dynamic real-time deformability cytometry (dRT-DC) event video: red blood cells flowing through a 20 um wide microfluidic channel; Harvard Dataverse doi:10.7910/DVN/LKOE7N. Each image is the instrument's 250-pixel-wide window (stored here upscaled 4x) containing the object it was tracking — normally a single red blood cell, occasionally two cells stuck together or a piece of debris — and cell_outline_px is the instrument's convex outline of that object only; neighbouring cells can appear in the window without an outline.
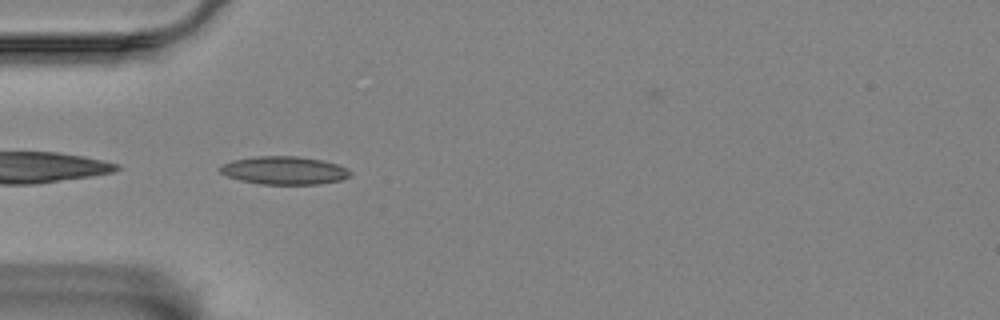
{"species": "Egyptian fruit bat (a non-hibernating species)", "species_latin": "Rousettus aegyptiacus", "temperature_condition": "room temperature", "stored_images_in_passage": 41, "camera_frame_rate_fps": 3000, "um_per_image_px": 0.085, "animal": {"sex": "female"}, "frame": {"image": 1, "passage_image": 1, "time_ms": 0.0, "image_size_px": [1000, 320], "cell_outline_px": [[352, 172], [348, 176], [340, 180], [320, 184], [260, 184], [240, 180], [228, 176], [220, 172], [220, 168], [224, 164], [232, 160], [256, 156], [300, 156], [320, 160], [336, 164]], "centroid_in_image_um": [24.14, 14.48], "position_along_channel_um": 60.9, "area_um2": 21.04}}
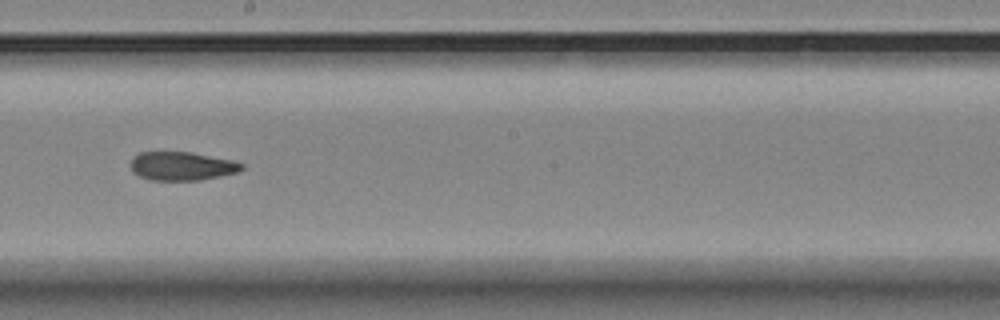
{"frame": {"image": 2, "passage_image": 16, "time_ms": 5.0, "image_size_px": [1000, 320], "cell_outline_px": [[244, 168], [240, 172], [200, 180], [148, 180], [132, 172], [132, 156], [140, 152], [192, 152], [232, 160], [244, 164]], "centroid_in_image_um": [15.48, 14.12], "position_along_channel_um": 232.7, "area_um2": 18.61}}
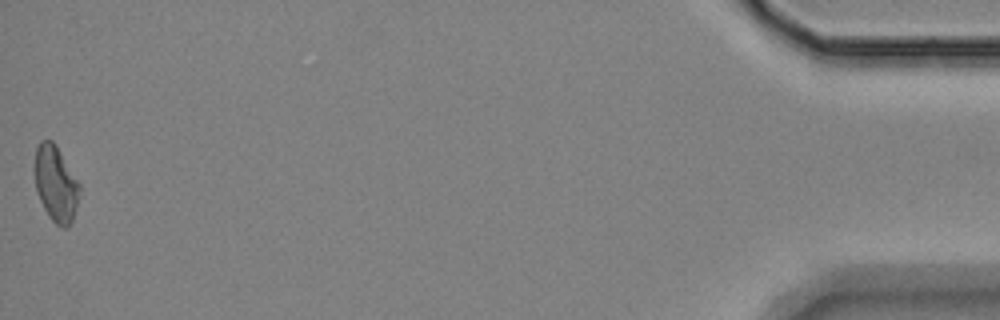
{"frame": {"image": 3, "passage_image": 41, "time_ms": 13.333, "image_size_px": [1000, 320], "cell_outline_px": [[80, 188], [72, 220], [68, 228], [60, 228], [48, 216], [40, 200], [36, 188], [36, 148], [40, 140], [52, 140], [56, 144], [80, 184]], "centroid_in_image_um": [4.75, 15.62], "position_along_channel_um": 430.4, "area_um2": 19.48}, "authors_computed_cell_mechanics": {"area_um2": 19.1896, "velocity_mm_per_s": 3.4735, "shape_relaxation_time_tau1_ms": null, "shape_relaxation_time_tau2_ms": 6.7596, "deformation_change_tau1": null, "deformation_change_tau2": 0.1443}}